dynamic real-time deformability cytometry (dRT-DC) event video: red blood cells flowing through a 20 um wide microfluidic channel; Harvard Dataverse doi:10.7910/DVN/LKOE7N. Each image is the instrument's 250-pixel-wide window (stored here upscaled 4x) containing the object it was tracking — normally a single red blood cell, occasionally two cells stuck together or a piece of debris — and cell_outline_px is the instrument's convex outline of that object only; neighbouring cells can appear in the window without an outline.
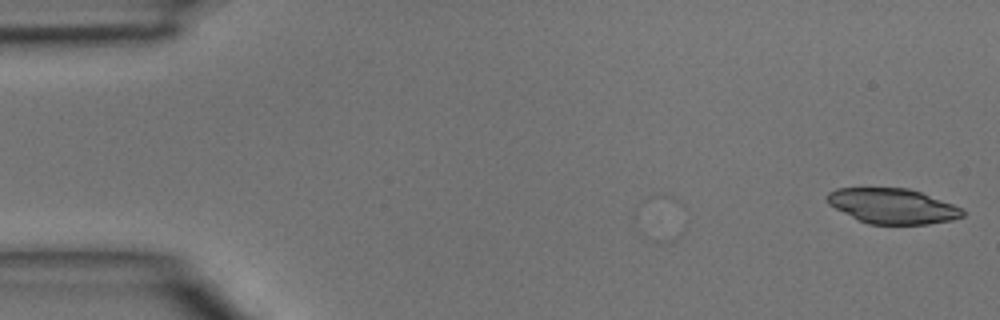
{"species": "common noctule bat (a hibernating species)", "species_latin": "Nyctalus noctula", "temperature_condition": "room temperature", "stored_images_in_passage": 2, "camera_frame_rate_fps": 3000, "um_per_image_px": 0.085, "animal": {"sex": "male", "body_mass_g": 15.6}, "frame": {"image": 1, "passage_image": 2, "time_ms": 0.333, "image_size_px": [1000, 320], "cell_outline_px": [[964, 216], [952, 220], [928, 224], [868, 224], [828, 204], [828, 192], [836, 188], [908, 188], [920, 192], [964, 208]], "centroid_in_image_um": [75.91, 17.51], "position_along_channel_um": 9.1, "area_um2": 27.51}}